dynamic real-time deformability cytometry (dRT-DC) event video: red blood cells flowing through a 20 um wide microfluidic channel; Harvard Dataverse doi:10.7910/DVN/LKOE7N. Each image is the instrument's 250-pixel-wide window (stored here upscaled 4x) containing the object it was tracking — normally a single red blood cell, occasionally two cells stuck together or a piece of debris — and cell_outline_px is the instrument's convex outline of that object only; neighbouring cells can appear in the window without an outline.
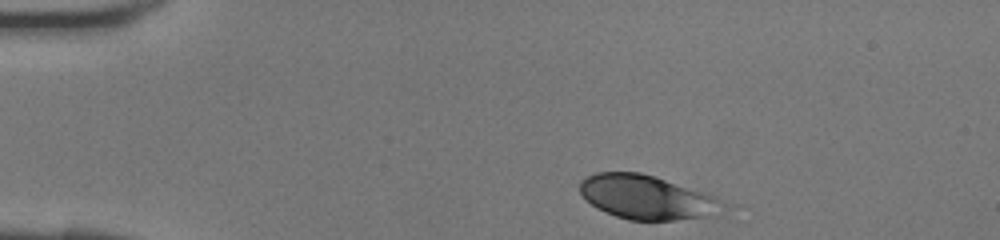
{"species": "human", "species_latin": "Homo sapiens", "temperature_condition": "room temperature", "stored_images_in_passage": 35, "camera_frame_rate_fps": 3000, "um_per_image_px": 0.085, "donor": {"sex": "female"}, "frame": {"image": 1, "passage_image": 1, "time_ms": 0.0, "image_size_px": [1000, 240], "cell_outline_px": [[724, 208], [716, 216], [676, 220], [628, 220], [616, 216], [596, 208], [580, 192], [580, 180], [596, 172], [640, 172], [712, 196], [724, 204]], "centroid_in_image_um": [54.94, 16.79], "position_along_channel_um": 30.1, "area_um2": 36.13}}
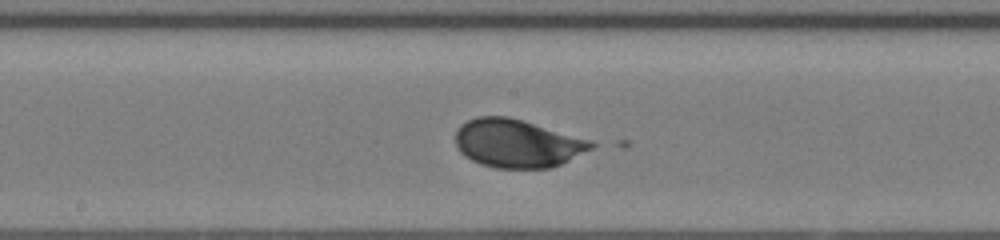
{"frame": {"image": 2, "passage_image": 16, "time_ms": 5.0, "image_size_px": [1000, 240], "cell_outline_px": [[600, 144], [552, 168], [496, 168], [480, 164], [464, 156], [460, 152], [456, 144], [456, 132], [460, 124], [476, 116], [508, 116], [524, 120], [592, 140]], "centroid_in_image_um": [43.97, 12.18], "position_along_channel_um": 204.2, "area_um2": 38.38}}
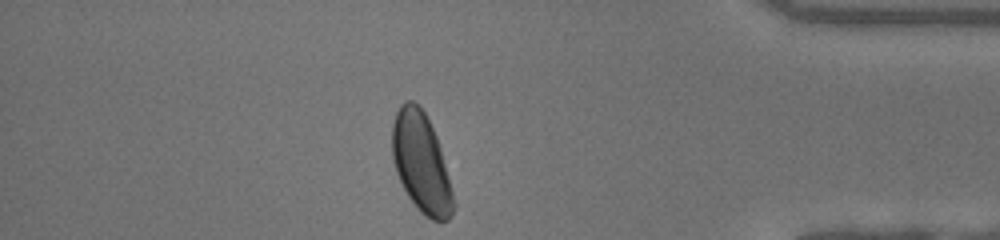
{"frame": {"image": 3, "passage_image": 30, "time_ms": 9.667, "image_size_px": [1000, 240], "cell_outline_px": [[456, 208], [452, 216], [448, 220], [432, 220], [424, 216], [416, 208], [408, 196], [396, 172], [392, 156], [392, 124], [396, 112], [400, 104], [404, 100], [412, 100], [420, 104], [436, 136], [440, 148], [456, 204]], "centroid_in_image_um": [35.8, 13.85], "position_along_channel_um": 399.4, "area_um2": 35.6}}